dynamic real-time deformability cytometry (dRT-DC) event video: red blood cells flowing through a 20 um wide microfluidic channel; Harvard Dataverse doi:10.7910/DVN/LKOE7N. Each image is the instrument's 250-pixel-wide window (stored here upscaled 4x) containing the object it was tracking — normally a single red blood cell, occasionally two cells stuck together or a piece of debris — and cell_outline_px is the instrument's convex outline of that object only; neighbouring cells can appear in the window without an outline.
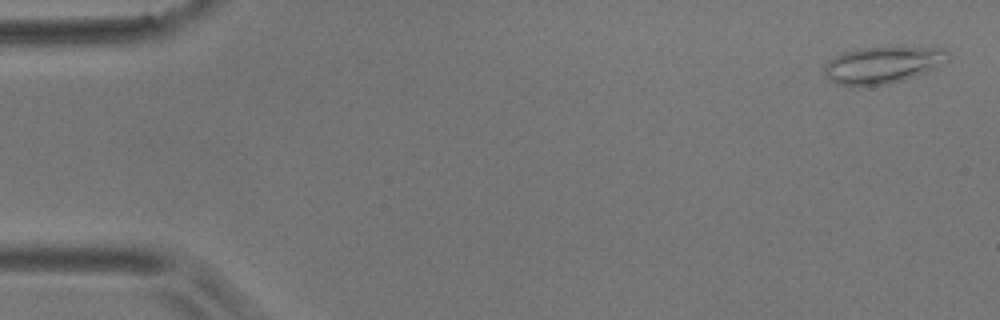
{"species": "common noctule bat (a hibernating species)", "species_latin": "Nyctalus noctula", "temperature_condition": "room temperature", "stored_images_in_passage": 12, "camera_frame_rate_fps": 3000, "um_per_image_px": 0.085, "animal": {"sex": "male", "body_mass_g": 17.9}, "frame": {"image": 1, "passage_image": 2, "time_ms": 0.333, "image_size_px": [1000, 320], "cell_outline_px": [[952, 56], [948, 60], [936, 68], [904, 80], [888, 84], [836, 84], [824, 72], [824, 64], [828, 60], [844, 52], [860, 48], [944, 48]], "centroid_in_image_um": [75.07, 5.5], "position_along_channel_um": 9.9, "area_um2": 25.95}}